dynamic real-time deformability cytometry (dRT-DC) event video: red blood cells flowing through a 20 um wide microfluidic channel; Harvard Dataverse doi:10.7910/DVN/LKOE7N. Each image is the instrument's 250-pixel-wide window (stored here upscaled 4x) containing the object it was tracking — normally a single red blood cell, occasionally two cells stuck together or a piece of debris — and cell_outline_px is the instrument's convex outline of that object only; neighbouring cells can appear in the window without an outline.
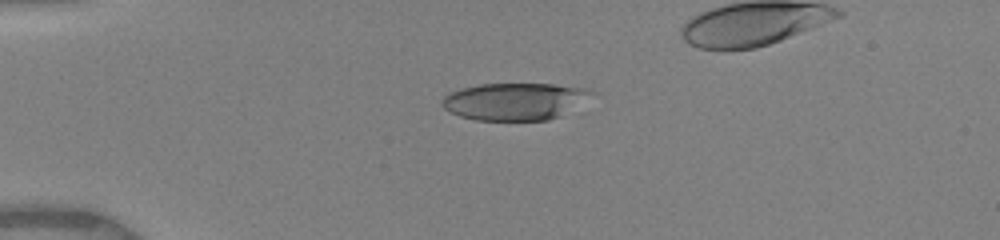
{"species": "human", "species_latin": "Homo sapiens", "temperature_condition": "warm", "stored_images_in_passage": 12, "camera_frame_rate_fps": 3000, "um_per_image_px": 0.085, "donor": {"sex": "female"}, "frame": {"image": 1, "passage_image": 7, "time_ms": 4.0, "image_size_px": [1000, 240], "cell_outline_px": [[592, 92], [560, 116], [548, 120], [476, 120], [460, 116], [448, 112], [440, 104], [444, 96], [460, 88], [480, 84], [556, 84], [584, 88]], "centroid_in_image_um": [43.62, 8.62], "position_along_channel_um": 41.4, "area_um2": 31.79}}
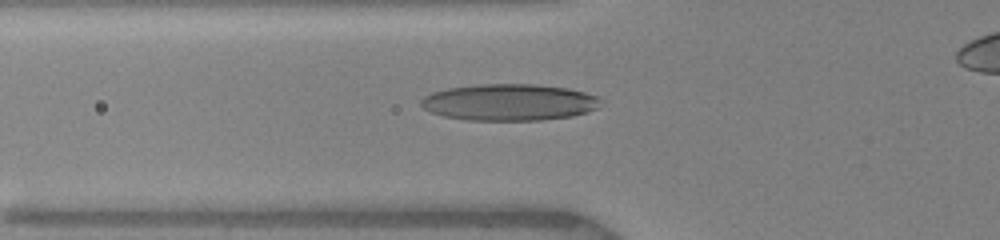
{"frame": {"image": 2, "passage_image": 10, "time_ms": 6.0, "image_size_px": [1000, 240], "cell_outline_px": [[600, 100], [596, 108], [588, 112], [572, 116], [540, 120], [468, 120], [444, 116], [432, 112], [424, 108], [420, 104], [420, 100], [424, 96], [432, 92], [448, 88], [480, 84], [536, 84], [568, 88], [600, 96]], "centroid_in_image_um": [43.29, 8.69], "position_along_channel_um": 82.5, "area_um2": 38.32}}
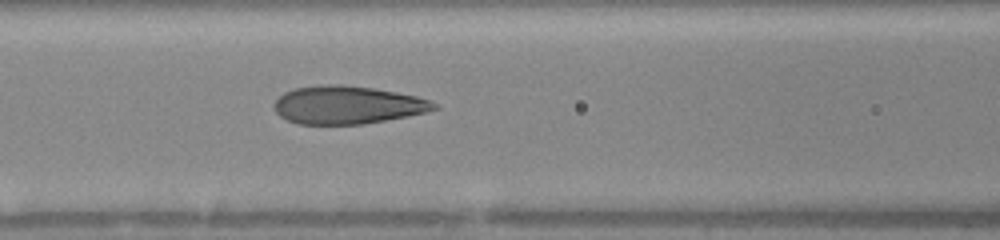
{"frame": {"image": 3, "passage_image": 12, "time_ms": 7.333, "image_size_px": [1000, 240], "cell_outline_px": [[440, 108], [408, 116], [360, 124], [300, 124], [288, 120], [280, 116], [276, 112], [272, 104], [284, 92], [292, 88], [324, 84], [340, 84], [372, 88], [396, 92], [416, 96], [428, 100], [436, 104]], "centroid_in_image_um": [29.49, 8.91], "position_along_channel_um": 137.1, "area_um2": 35.26}}